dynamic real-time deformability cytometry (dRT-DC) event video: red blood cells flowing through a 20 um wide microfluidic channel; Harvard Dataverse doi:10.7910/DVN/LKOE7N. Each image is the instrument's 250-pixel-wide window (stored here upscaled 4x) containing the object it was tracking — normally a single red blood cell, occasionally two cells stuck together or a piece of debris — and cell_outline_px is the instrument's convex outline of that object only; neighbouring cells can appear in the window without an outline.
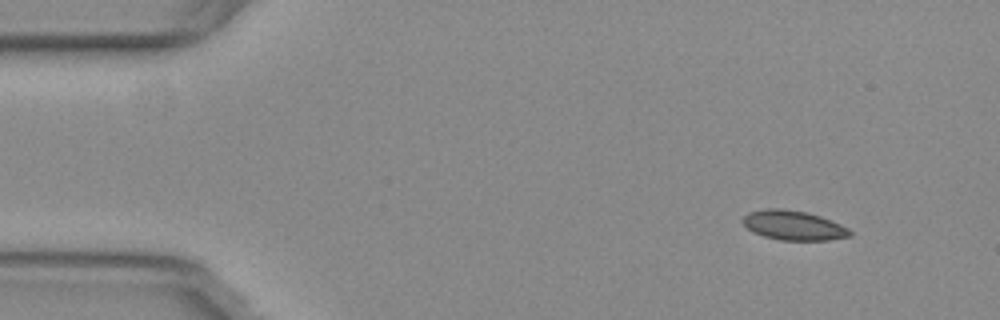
{"species": "common noctule bat (a hibernating species)", "species_latin": "Nyctalus noctula", "temperature_condition": "warm", "stored_images_in_passage": 51, "segment_of_instrument_passage": [1, 2], "camera_frame_rate_fps": 3000, "um_per_image_px": 0.085, "animal": {"sex": "female", "body_mass_g": 29.2, "forearm_length_mm": 56.3}, "frame": {"image": 1, "passage_image": 1, "time_ms": 0.0, "image_size_px": [1000, 320], "cell_outline_px": [[852, 236], [828, 240], [780, 240], [764, 236], [752, 232], [740, 220], [748, 212], [768, 208], [780, 208], [808, 212], [820, 216], [840, 224], [848, 228], [852, 232]], "centroid_in_image_um": [67.44, 19.15], "position_along_channel_um": 17.6, "area_um2": 18.5}}
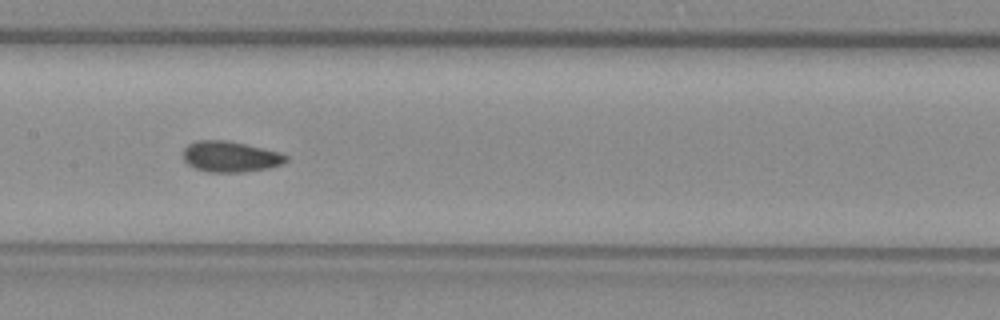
{"frame": {"image": 2, "passage_image": 22, "time_ms": 7.0, "image_size_px": [1000, 320], "cell_outline_px": [[288, 160], [284, 164], [268, 168], [244, 172], [208, 172], [196, 168], [188, 164], [184, 160], [184, 148], [188, 144], [196, 140], [228, 140], [280, 152], [288, 156]], "centroid_in_image_um": [19.6, 13.31], "position_along_channel_um": 187.8, "area_um2": 18.55}}
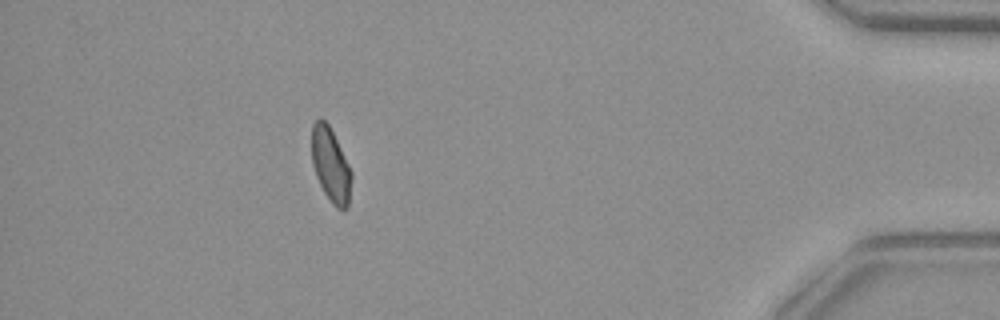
{"frame": {"image": 3, "passage_image": 44, "time_ms": 14.333, "image_size_px": [1000, 320], "cell_outline_px": [[352, 180], [348, 208], [344, 212], [336, 208], [332, 204], [324, 192], [316, 176], [312, 164], [312, 124], [320, 116], [328, 124], [352, 172]], "centroid_in_image_um": [28.11, 14.07], "position_along_channel_um": 407.1, "area_um2": 17.22}}